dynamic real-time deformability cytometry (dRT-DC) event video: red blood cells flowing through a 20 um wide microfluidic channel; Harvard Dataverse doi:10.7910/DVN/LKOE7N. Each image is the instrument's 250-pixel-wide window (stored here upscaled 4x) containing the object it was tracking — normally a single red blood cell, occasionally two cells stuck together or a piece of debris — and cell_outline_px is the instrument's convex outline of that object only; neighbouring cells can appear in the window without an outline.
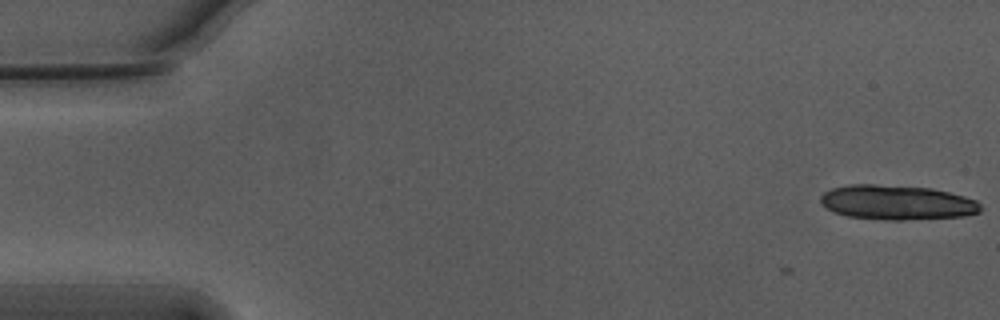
{"species": "Egyptian fruit bat (a non-hibernating species)", "species_latin": "Rousettus aegyptiacus", "temperature_condition": "warm", "stored_images_in_passage": 5, "camera_frame_rate_fps": 3000, "um_per_image_px": 0.085, "animal": {"sex": "male"}, "frame": {"image": 1, "passage_image": 1, "time_ms": 0.0, "image_size_px": [1000, 320], "cell_outline_px": [[984, 208], [980, 212], [964, 216], [900, 220], [888, 220], [848, 216], [836, 212], [828, 208], [820, 200], [820, 196], [824, 192], [832, 188], [848, 184], [876, 184], [932, 188], [964, 196], [976, 200]], "centroid_in_image_um": [76.27, 17.2], "position_along_channel_um": 8.7, "area_um2": 32.25}}